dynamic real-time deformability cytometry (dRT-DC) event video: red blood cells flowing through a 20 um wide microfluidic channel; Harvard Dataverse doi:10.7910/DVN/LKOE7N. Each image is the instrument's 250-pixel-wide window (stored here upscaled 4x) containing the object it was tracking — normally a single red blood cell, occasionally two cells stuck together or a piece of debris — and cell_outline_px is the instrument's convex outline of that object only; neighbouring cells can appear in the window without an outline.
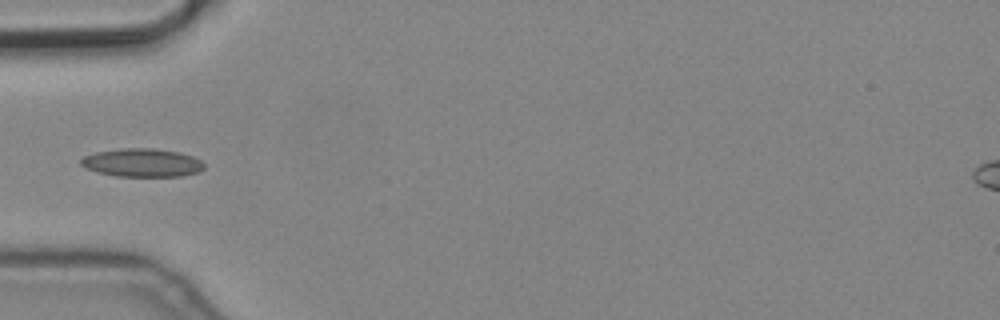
{"species": "common noctule bat (a hibernating species)", "species_latin": "Nyctalus noctula", "temperature_condition": "cold", "stored_images_in_passage": 3, "camera_frame_rate_fps": 3000, "um_per_image_px": 0.085, "animal": {"sex": "male", "body_mass_g": 19.2, "forearm_length_mm": 51.8}, "frame": {"image": 1, "passage_image": 3, "time_ms": 0.667, "image_size_px": [1000, 320], "cell_outline_px": [[204, 168], [196, 172], [180, 176], [116, 176], [96, 172], [80, 164], [80, 160], [84, 156], [96, 152], [120, 148], [152, 148], [180, 152], [192, 156], [200, 160], [204, 164]], "centroid_in_image_um": [12.06, 13.82], "position_along_channel_um": 72.9, "area_um2": 20.23}}